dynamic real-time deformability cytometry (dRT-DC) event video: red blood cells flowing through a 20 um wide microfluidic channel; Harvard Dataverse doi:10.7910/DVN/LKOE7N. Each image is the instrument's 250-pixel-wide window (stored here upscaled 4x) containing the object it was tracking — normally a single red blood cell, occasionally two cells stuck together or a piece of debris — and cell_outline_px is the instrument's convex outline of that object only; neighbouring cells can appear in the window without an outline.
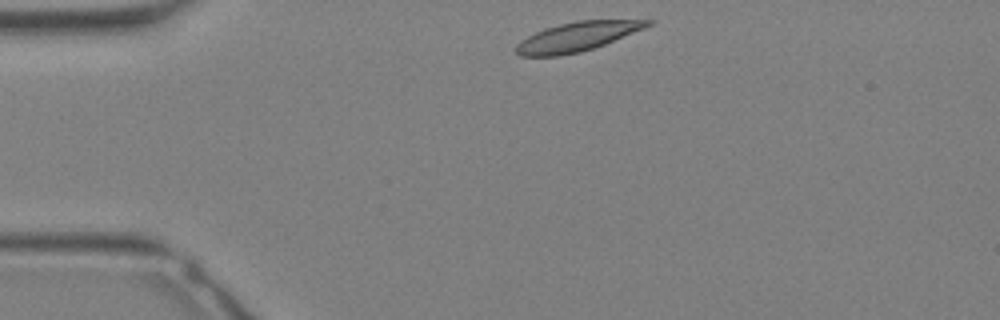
{"species": "Egyptian fruit bat (a non-hibernating species)", "species_latin": "Rousettus aegyptiacus", "temperature_condition": "warm", "stored_images_in_passage": 25, "camera_frame_rate_fps": 3000, "um_per_image_px": 0.085, "animal": {"sex": "female"}, "frame": {"image": 1, "passage_image": 1, "time_ms": 0.0, "image_size_px": [1000, 320], "cell_outline_px": [[656, 20], [652, 24], [644, 28], [604, 44], [580, 52], [560, 56], [520, 56], [516, 52], [516, 44], [520, 40], [544, 28], [576, 20]], "centroid_in_image_um": [49.02, 3.12], "position_along_channel_um": 36.0, "area_um2": 22.2}}
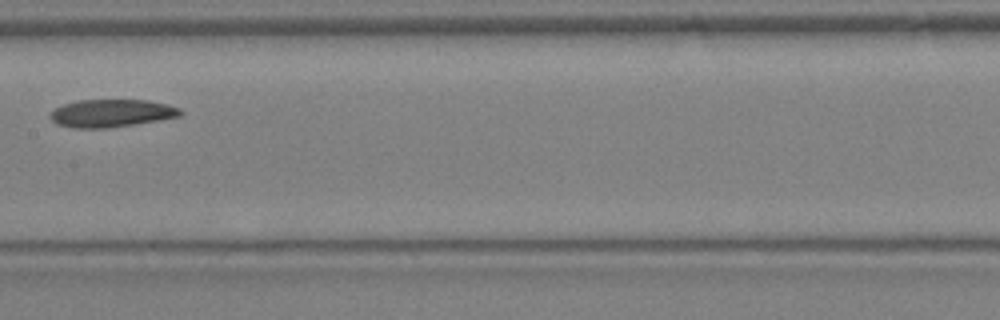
{"frame": {"image": 2, "passage_image": 11, "time_ms": 3.333, "image_size_px": [1000, 320], "cell_outline_px": [[184, 112], [180, 116], [108, 128], [72, 128], [56, 124], [52, 120], [52, 112], [56, 108], [64, 104], [80, 100], [148, 100], [168, 104], [180, 108]], "centroid_in_image_um": [9.5, 9.62], "position_along_channel_um": 197.9, "area_um2": 20.81}}
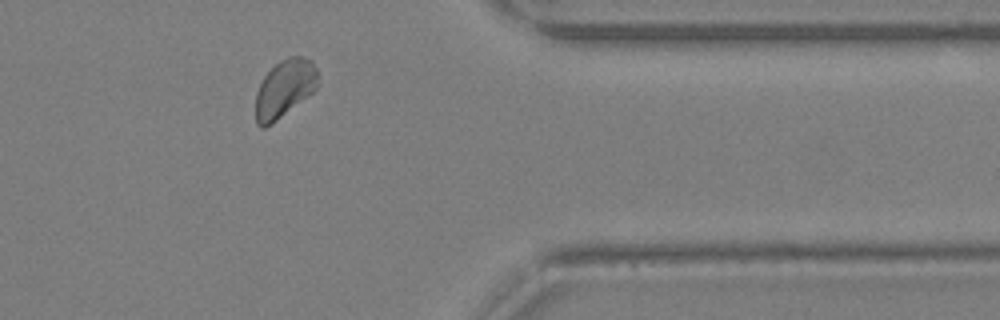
{"frame": {"image": 3, "passage_image": 21, "time_ms": 6.667, "image_size_px": [1000, 320], "cell_outline_px": [[316, 88], [308, 96], [272, 124], [264, 128], [260, 128], [256, 124], [256, 92], [264, 76], [280, 60], [288, 56], [304, 56], [312, 60], [316, 68]], "centroid_in_image_um": [24.16, 7.53], "position_along_channel_um": 387.2, "area_um2": 20.81}}